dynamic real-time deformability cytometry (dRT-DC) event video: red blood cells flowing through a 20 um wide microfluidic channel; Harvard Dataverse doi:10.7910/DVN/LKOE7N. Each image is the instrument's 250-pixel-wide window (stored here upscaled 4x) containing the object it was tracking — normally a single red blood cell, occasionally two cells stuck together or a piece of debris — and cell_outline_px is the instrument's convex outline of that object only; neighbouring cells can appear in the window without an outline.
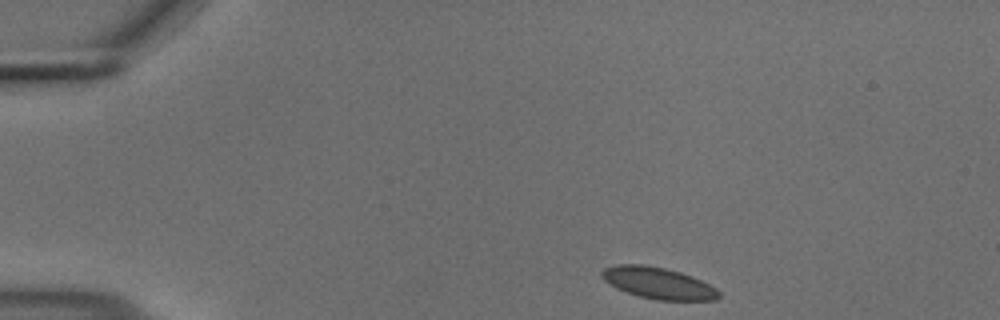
{"species": "common noctule bat (a hibernating species)", "species_latin": "Nyctalus noctula", "temperature_condition": "cold", "stored_images_in_passage": 47, "camera_frame_rate_fps": 3000, "um_per_image_px": 0.085, "animal": {"sex": "male", "body_mass_g": 18.8}, "frame": {"image": 1, "passage_image": 1, "time_ms": 0.0, "image_size_px": [1000, 320], "cell_outline_px": [[720, 296], [716, 300], [656, 300], [640, 296], [616, 288], [604, 280], [600, 276], [600, 272], [604, 268], [616, 264], [644, 264], [664, 268], [680, 272], [692, 276], [716, 288], [720, 292]], "centroid_in_image_um": [55.93, 24.05], "position_along_channel_um": 29.1, "area_um2": 21.44}}
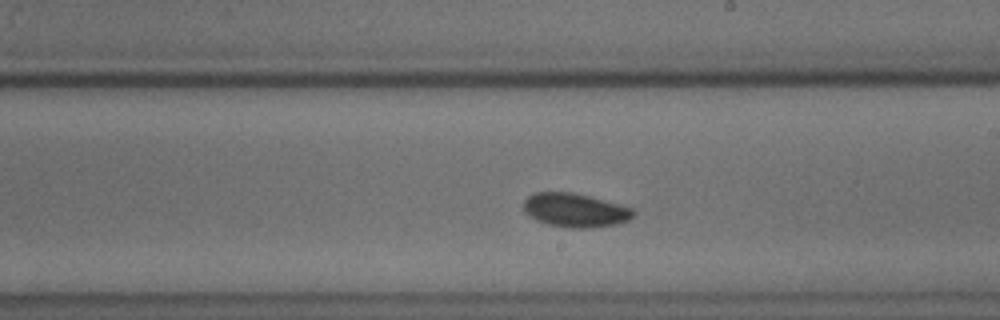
{"frame": {"image": 2, "passage_image": 24, "time_ms": 7.667, "image_size_px": [1000, 320], "cell_outline_px": [[636, 212], [628, 220], [616, 224], [592, 228], [572, 228], [548, 224], [536, 220], [524, 212], [524, 200], [528, 196], [536, 192], [572, 192], [620, 204], [632, 208]], "centroid_in_image_um": [48.88, 17.87], "position_along_channel_um": 240.1, "area_um2": 21.56}}
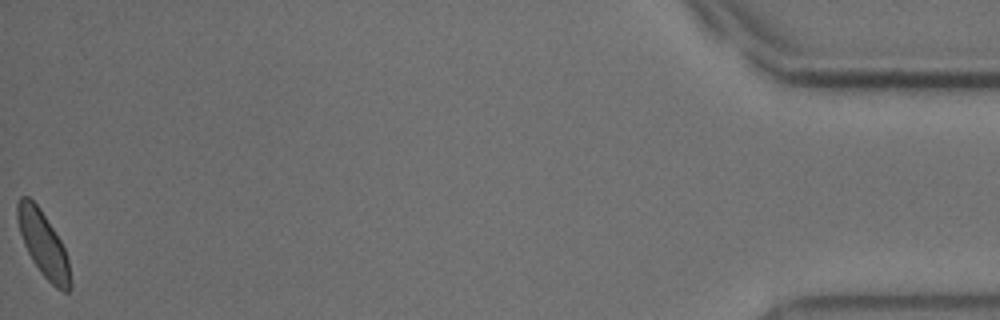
{"frame": {"image": 3, "passage_image": 47, "time_ms": 15.333, "image_size_px": [1000, 320], "cell_outline_px": [[72, 288], [68, 292], [64, 292], [56, 288], [40, 272], [32, 260], [24, 244], [16, 220], [16, 204], [20, 196], [28, 196], [40, 208], [60, 240], [64, 248], [68, 260], [72, 280]], "centroid_in_image_um": [3.68, 20.76], "position_along_channel_um": 431.5, "area_um2": 20.11}, "authors_computed_cell_mechanics": {"area_um2": 20.9814, "velocity_mm_per_s": 3.6568, "shape_relaxation_time_tau1_ms": 8.9304, "shape_relaxation_time_tau2_ms": 5.8336, "deformation_change_tau1": 0.0687, "deformation_change_tau2": 0.0631}}